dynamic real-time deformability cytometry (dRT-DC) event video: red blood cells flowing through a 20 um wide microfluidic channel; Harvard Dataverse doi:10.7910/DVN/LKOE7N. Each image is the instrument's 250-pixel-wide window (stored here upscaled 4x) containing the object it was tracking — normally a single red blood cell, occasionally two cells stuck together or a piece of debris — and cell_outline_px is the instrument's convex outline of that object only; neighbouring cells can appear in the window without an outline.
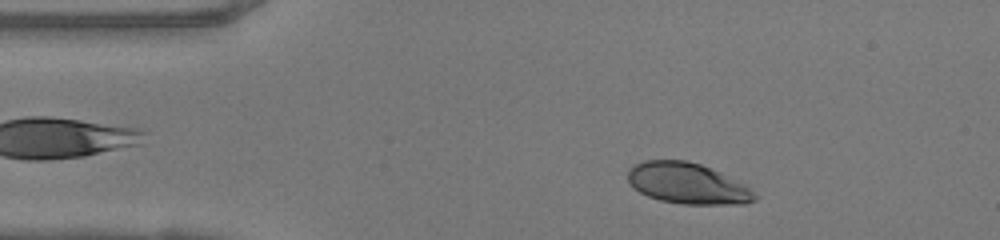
{"species": "human", "species_latin": "Homo sapiens", "temperature_condition": "warm", "stored_images_in_passage": 38, "camera_frame_rate_fps": 3000, "um_per_image_px": 0.085, "donor": {"sex": "female"}, "frame": {"image": 1, "passage_image": 5, "time_ms": 1.333, "image_size_px": [1000, 240], "cell_outline_px": [[760, 196], [756, 200], [744, 204], [684, 204], [660, 200], [648, 196], [632, 188], [628, 180], [628, 168], [644, 160], [688, 160], [700, 164], [720, 172], [744, 184]], "centroid_in_image_um": [58.44, 15.59], "position_along_channel_um": 26.6, "area_um2": 30.4}}
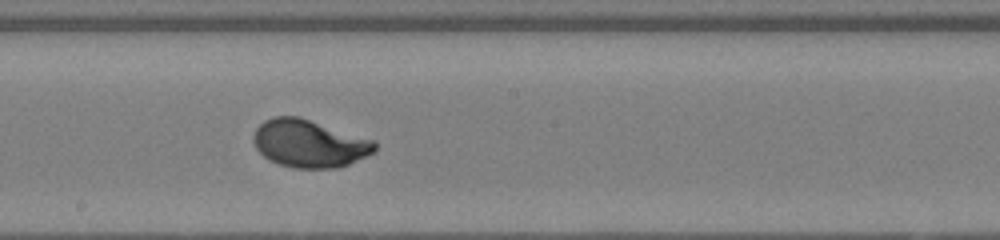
{"frame": {"image": 2, "passage_image": 23, "time_ms": 7.333, "image_size_px": [1000, 240], "cell_outline_px": [[376, 152], [348, 164], [336, 168], [296, 168], [280, 164], [268, 160], [256, 148], [252, 140], [252, 136], [256, 128], [264, 120], [272, 116], [296, 116], [372, 140], [376, 144]], "centroid_in_image_um": [26.24, 12.21], "position_along_channel_um": 222.0, "area_um2": 33.35}}
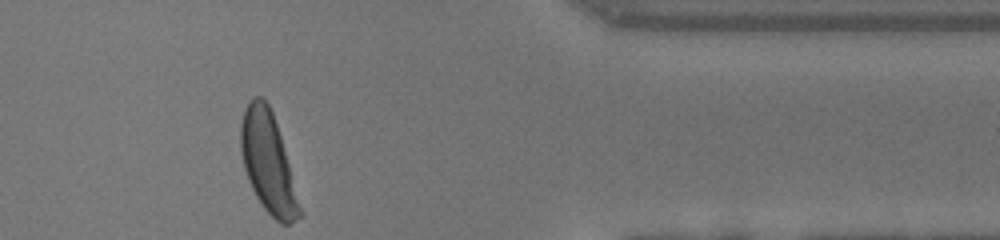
{"frame": {"image": 3, "passage_image": 37, "time_ms": 12.0, "image_size_px": [1000, 240], "cell_outline_px": [[300, 216], [288, 224], [280, 224], [264, 208], [256, 196], [248, 180], [244, 168], [240, 152], [240, 124], [248, 100], [252, 96], [260, 96], [268, 104], [272, 112], [284, 148], [300, 208]], "centroid_in_image_um": [22.73, 13.78], "position_along_channel_um": 388.7, "area_um2": 33.58}, "authors_computed_cell_mechanics": {"area_um2": 32.946, "velocity_mm_per_s": 4.1414, "shape_relaxation_time_tau1_ms": 2.6198, "shape_relaxation_time_tau2_ms": null, "deformation_change_tau1": 0.1803, "deformation_change_tau2": null}}